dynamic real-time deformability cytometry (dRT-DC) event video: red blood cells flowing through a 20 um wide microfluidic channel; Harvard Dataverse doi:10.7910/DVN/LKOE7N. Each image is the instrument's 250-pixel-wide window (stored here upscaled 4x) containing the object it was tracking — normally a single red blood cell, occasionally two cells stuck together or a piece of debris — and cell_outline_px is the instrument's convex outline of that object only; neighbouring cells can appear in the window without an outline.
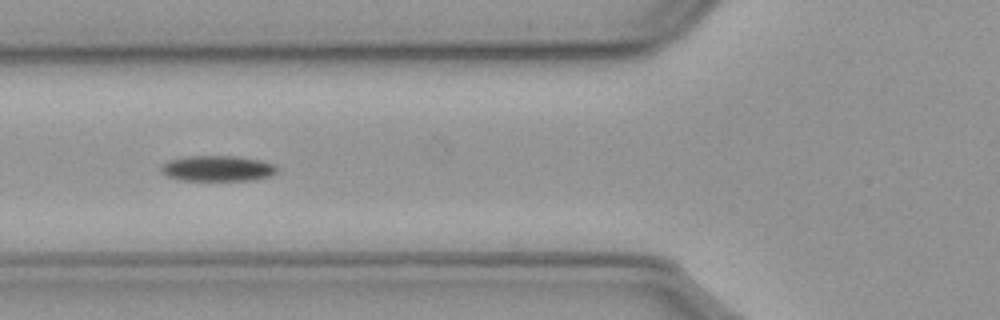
{"species": "common noctule bat (a hibernating species)", "species_latin": "Nyctalus noctula", "temperature_condition": "cold", "stored_images_in_passage": 12, "camera_frame_rate_fps": 3000, "um_per_image_px": 0.085, "animal": {"sex": "male", "body_mass_g": 23.1, "forearm_length_mm": 52.7}, "frame": {"image": 1, "passage_image": 6, "time_ms": 1.667, "image_size_px": [1000, 320], "cell_outline_px": [[276, 172], [272, 176], [252, 180], [180, 180], [168, 176], [160, 172], [160, 168], [164, 164], [172, 160], [188, 156], [236, 156], [260, 160], [272, 164], [276, 168]], "centroid_in_image_um": [18.5, 14.32], "position_along_channel_um": 107.3, "area_um2": 17.11}}